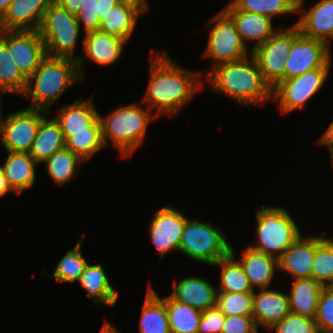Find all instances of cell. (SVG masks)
<instances>
[{
    "label": "cell",
    "mask_w": 333,
    "mask_h": 333,
    "mask_svg": "<svg viewBox=\"0 0 333 333\" xmlns=\"http://www.w3.org/2000/svg\"><path fill=\"white\" fill-rule=\"evenodd\" d=\"M331 166H332V170H333V157L331 158Z\"/></svg>",
    "instance_id": "f907efd6"
},
{
    "label": "cell",
    "mask_w": 333,
    "mask_h": 333,
    "mask_svg": "<svg viewBox=\"0 0 333 333\" xmlns=\"http://www.w3.org/2000/svg\"><path fill=\"white\" fill-rule=\"evenodd\" d=\"M1 96H0V115H1V112H2V109H1Z\"/></svg>",
    "instance_id": "681fc988"
},
{
    "label": "cell",
    "mask_w": 333,
    "mask_h": 333,
    "mask_svg": "<svg viewBox=\"0 0 333 333\" xmlns=\"http://www.w3.org/2000/svg\"><path fill=\"white\" fill-rule=\"evenodd\" d=\"M49 114L30 107L12 112L6 118L1 113L0 141L5 151L29 153L41 121Z\"/></svg>",
    "instance_id": "8fae6325"
},
{
    "label": "cell",
    "mask_w": 333,
    "mask_h": 333,
    "mask_svg": "<svg viewBox=\"0 0 333 333\" xmlns=\"http://www.w3.org/2000/svg\"><path fill=\"white\" fill-rule=\"evenodd\" d=\"M208 24H214L209 29V37L203 57H211L212 66L225 62H235L251 55L248 47L242 42L232 18L223 10L213 15ZM249 53V54H248Z\"/></svg>",
    "instance_id": "9c48e42d"
},
{
    "label": "cell",
    "mask_w": 333,
    "mask_h": 333,
    "mask_svg": "<svg viewBox=\"0 0 333 333\" xmlns=\"http://www.w3.org/2000/svg\"><path fill=\"white\" fill-rule=\"evenodd\" d=\"M99 118L92 96L88 99H77L74 103L66 104L60 107L58 115L54 117L59 124L64 139L71 136V132L88 131L90 127Z\"/></svg>",
    "instance_id": "603a6c76"
},
{
    "label": "cell",
    "mask_w": 333,
    "mask_h": 333,
    "mask_svg": "<svg viewBox=\"0 0 333 333\" xmlns=\"http://www.w3.org/2000/svg\"><path fill=\"white\" fill-rule=\"evenodd\" d=\"M0 39L7 45L12 60L28 79L47 56L37 30H2Z\"/></svg>",
    "instance_id": "7c38bea8"
},
{
    "label": "cell",
    "mask_w": 333,
    "mask_h": 333,
    "mask_svg": "<svg viewBox=\"0 0 333 333\" xmlns=\"http://www.w3.org/2000/svg\"><path fill=\"white\" fill-rule=\"evenodd\" d=\"M240 256L241 258L237 261L242 266L252 288L254 290L270 288L276 270L279 271L278 259L253 250L249 246L244 248Z\"/></svg>",
    "instance_id": "7402d4cb"
},
{
    "label": "cell",
    "mask_w": 333,
    "mask_h": 333,
    "mask_svg": "<svg viewBox=\"0 0 333 333\" xmlns=\"http://www.w3.org/2000/svg\"><path fill=\"white\" fill-rule=\"evenodd\" d=\"M316 333H327V332L317 331Z\"/></svg>",
    "instance_id": "816d5d0a"
},
{
    "label": "cell",
    "mask_w": 333,
    "mask_h": 333,
    "mask_svg": "<svg viewBox=\"0 0 333 333\" xmlns=\"http://www.w3.org/2000/svg\"><path fill=\"white\" fill-rule=\"evenodd\" d=\"M221 333H259L252 315L226 316Z\"/></svg>",
    "instance_id": "7bdbcfd3"
},
{
    "label": "cell",
    "mask_w": 333,
    "mask_h": 333,
    "mask_svg": "<svg viewBox=\"0 0 333 333\" xmlns=\"http://www.w3.org/2000/svg\"><path fill=\"white\" fill-rule=\"evenodd\" d=\"M118 2L121 4L130 5L139 10L141 13H145L150 10L148 0H118Z\"/></svg>",
    "instance_id": "bcb514c9"
},
{
    "label": "cell",
    "mask_w": 333,
    "mask_h": 333,
    "mask_svg": "<svg viewBox=\"0 0 333 333\" xmlns=\"http://www.w3.org/2000/svg\"><path fill=\"white\" fill-rule=\"evenodd\" d=\"M233 20L242 42L254 45L250 51L269 39L278 29H274L273 20L269 17L242 10H224Z\"/></svg>",
    "instance_id": "44dd1931"
},
{
    "label": "cell",
    "mask_w": 333,
    "mask_h": 333,
    "mask_svg": "<svg viewBox=\"0 0 333 333\" xmlns=\"http://www.w3.org/2000/svg\"><path fill=\"white\" fill-rule=\"evenodd\" d=\"M12 1L13 0H0V18L7 11L8 7Z\"/></svg>",
    "instance_id": "c3c4849f"
},
{
    "label": "cell",
    "mask_w": 333,
    "mask_h": 333,
    "mask_svg": "<svg viewBox=\"0 0 333 333\" xmlns=\"http://www.w3.org/2000/svg\"><path fill=\"white\" fill-rule=\"evenodd\" d=\"M85 233L79 236V240L73 249L69 251L58 261L53 274L48 275L50 278L56 279L58 282L70 283L77 282L79 276L85 271L89 262L82 256L81 246Z\"/></svg>",
    "instance_id": "d590c367"
},
{
    "label": "cell",
    "mask_w": 333,
    "mask_h": 333,
    "mask_svg": "<svg viewBox=\"0 0 333 333\" xmlns=\"http://www.w3.org/2000/svg\"><path fill=\"white\" fill-rule=\"evenodd\" d=\"M2 163V170L7 183L15 194L31 189L36 180V165L38 163L26 152H9Z\"/></svg>",
    "instance_id": "cb8c5ba5"
},
{
    "label": "cell",
    "mask_w": 333,
    "mask_h": 333,
    "mask_svg": "<svg viewBox=\"0 0 333 333\" xmlns=\"http://www.w3.org/2000/svg\"><path fill=\"white\" fill-rule=\"evenodd\" d=\"M322 288L323 286L313 278L293 280L288 293L290 312L315 319Z\"/></svg>",
    "instance_id": "83f0119b"
},
{
    "label": "cell",
    "mask_w": 333,
    "mask_h": 333,
    "mask_svg": "<svg viewBox=\"0 0 333 333\" xmlns=\"http://www.w3.org/2000/svg\"><path fill=\"white\" fill-rule=\"evenodd\" d=\"M285 80L301 76L316 68H331V49L323 41L300 34L287 55Z\"/></svg>",
    "instance_id": "4fadbf2b"
},
{
    "label": "cell",
    "mask_w": 333,
    "mask_h": 333,
    "mask_svg": "<svg viewBox=\"0 0 333 333\" xmlns=\"http://www.w3.org/2000/svg\"><path fill=\"white\" fill-rule=\"evenodd\" d=\"M317 143L327 146L330 158L333 157V121L329 124L324 133L317 139Z\"/></svg>",
    "instance_id": "ee69618b"
},
{
    "label": "cell",
    "mask_w": 333,
    "mask_h": 333,
    "mask_svg": "<svg viewBox=\"0 0 333 333\" xmlns=\"http://www.w3.org/2000/svg\"><path fill=\"white\" fill-rule=\"evenodd\" d=\"M255 217L257 242L248 246L276 259L302 235L297 222L284 207H260Z\"/></svg>",
    "instance_id": "5b68a950"
},
{
    "label": "cell",
    "mask_w": 333,
    "mask_h": 333,
    "mask_svg": "<svg viewBox=\"0 0 333 333\" xmlns=\"http://www.w3.org/2000/svg\"><path fill=\"white\" fill-rule=\"evenodd\" d=\"M289 313L288 293L271 289V287L254 290L252 317L258 330L259 326L269 330Z\"/></svg>",
    "instance_id": "e0dca14e"
},
{
    "label": "cell",
    "mask_w": 333,
    "mask_h": 333,
    "mask_svg": "<svg viewBox=\"0 0 333 333\" xmlns=\"http://www.w3.org/2000/svg\"><path fill=\"white\" fill-rule=\"evenodd\" d=\"M204 82L242 106H262L272 100V89L264 81L252 54L235 62L216 65L204 74Z\"/></svg>",
    "instance_id": "7a4b0ae2"
},
{
    "label": "cell",
    "mask_w": 333,
    "mask_h": 333,
    "mask_svg": "<svg viewBox=\"0 0 333 333\" xmlns=\"http://www.w3.org/2000/svg\"><path fill=\"white\" fill-rule=\"evenodd\" d=\"M252 303L253 292H217L216 295V306L225 316L252 315Z\"/></svg>",
    "instance_id": "f35d334b"
},
{
    "label": "cell",
    "mask_w": 333,
    "mask_h": 333,
    "mask_svg": "<svg viewBox=\"0 0 333 333\" xmlns=\"http://www.w3.org/2000/svg\"><path fill=\"white\" fill-rule=\"evenodd\" d=\"M78 81H83L77 60L46 56L28 78L24 97L31 98L30 108L50 112L58 98Z\"/></svg>",
    "instance_id": "3957f363"
},
{
    "label": "cell",
    "mask_w": 333,
    "mask_h": 333,
    "mask_svg": "<svg viewBox=\"0 0 333 333\" xmlns=\"http://www.w3.org/2000/svg\"><path fill=\"white\" fill-rule=\"evenodd\" d=\"M63 6L69 13L76 15L80 10L84 0H55Z\"/></svg>",
    "instance_id": "f6af8a7d"
},
{
    "label": "cell",
    "mask_w": 333,
    "mask_h": 333,
    "mask_svg": "<svg viewBox=\"0 0 333 333\" xmlns=\"http://www.w3.org/2000/svg\"><path fill=\"white\" fill-rule=\"evenodd\" d=\"M139 321V333H171L165 304L151 283L146 292Z\"/></svg>",
    "instance_id": "f1b7e54d"
},
{
    "label": "cell",
    "mask_w": 333,
    "mask_h": 333,
    "mask_svg": "<svg viewBox=\"0 0 333 333\" xmlns=\"http://www.w3.org/2000/svg\"><path fill=\"white\" fill-rule=\"evenodd\" d=\"M53 0H13L0 18L2 30H37Z\"/></svg>",
    "instance_id": "ffe728a7"
},
{
    "label": "cell",
    "mask_w": 333,
    "mask_h": 333,
    "mask_svg": "<svg viewBox=\"0 0 333 333\" xmlns=\"http://www.w3.org/2000/svg\"><path fill=\"white\" fill-rule=\"evenodd\" d=\"M150 50V74L142 104L159 118L173 117L189 104L194 95L202 90V71H189L173 62L166 52Z\"/></svg>",
    "instance_id": "6da1fadb"
},
{
    "label": "cell",
    "mask_w": 333,
    "mask_h": 333,
    "mask_svg": "<svg viewBox=\"0 0 333 333\" xmlns=\"http://www.w3.org/2000/svg\"><path fill=\"white\" fill-rule=\"evenodd\" d=\"M188 217L177 208L163 206L150 220L149 237L152 245L157 249L160 260L169 251H178L180 240Z\"/></svg>",
    "instance_id": "5bb4252c"
},
{
    "label": "cell",
    "mask_w": 333,
    "mask_h": 333,
    "mask_svg": "<svg viewBox=\"0 0 333 333\" xmlns=\"http://www.w3.org/2000/svg\"><path fill=\"white\" fill-rule=\"evenodd\" d=\"M99 118L88 127V131L71 132L65 139V148L78 155L83 161L91 159L104 148Z\"/></svg>",
    "instance_id": "d6a6232c"
},
{
    "label": "cell",
    "mask_w": 333,
    "mask_h": 333,
    "mask_svg": "<svg viewBox=\"0 0 333 333\" xmlns=\"http://www.w3.org/2000/svg\"><path fill=\"white\" fill-rule=\"evenodd\" d=\"M77 282L80 283L88 293V297L96 304L113 307L118 301V291L109 281L105 268L101 263H89Z\"/></svg>",
    "instance_id": "d4e9b609"
},
{
    "label": "cell",
    "mask_w": 333,
    "mask_h": 333,
    "mask_svg": "<svg viewBox=\"0 0 333 333\" xmlns=\"http://www.w3.org/2000/svg\"><path fill=\"white\" fill-rule=\"evenodd\" d=\"M82 162L84 161L78 155L67 148H63L46 159L43 164L46 165L47 173L54 184L64 186L77 176L78 166Z\"/></svg>",
    "instance_id": "e575fe53"
},
{
    "label": "cell",
    "mask_w": 333,
    "mask_h": 333,
    "mask_svg": "<svg viewBox=\"0 0 333 333\" xmlns=\"http://www.w3.org/2000/svg\"><path fill=\"white\" fill-rule=\"evenodd\" d=\"M171 296L199 311L216 306L217 288L206 278L187 276L173 283Z\"/></svg>",
    "instance_id": "d6986e66"
},
{
    "label": "cell",
    "mask_w": 333,
    "mask_h": 333,
    "mask_svg": "<svg viewBox=\"0 0 333 333\" xmlns=\"http://www.w3.org/2000/svg\"><path fill=\"white\" fill-rule=\"evenodd\" d=\"M235 250L231 246L230 254L219 259L213 266L220 267V285L217 292L244 293L254 292L242 266L235 258Z\"/></svg>",
    "instance_id": "f546056e"
},
{
    "label": "cell",
    "mask_w": 333,
    "mask_h": 333,
    "mask_svg": "<svg viewBox=\"0 0 333 333\" xmlns=\"http://www.w3.org/2000/svg\"><path fill=\"white\" fill-rule=\"evenodd\" d=\"M305 3V0H297L300 14L295 22L297 28L303 36L323 41L330 47V40H333V0H319L308 10Z\"/></svg>",
    "instance_id": "2e32d148"
},
{
    "label": "cell",
    "mask_w": 333,
    "mask_h": 333,
    "mask_svg": "<svg viewBox=\"0 0 333 333\" xmlns=\"http://www.w3.org/2000/svg\"><path fill=\"white\" fill-rule=\"evenodd\" d=\"M300 34V30L294 23L286 29H278L269 39L251 51L264 81L271 89L285 80L287 55L293 41Z\"/></svg>",
    "instance_id": "ba28073f"
},
{
    "label": "cell",
    "mask_w": 333,
    "mask_h": 333,
    "mask_svg": "<svg viewBox=\"0 0 333 333\" xmlns=\"http://www.w3.org/2000/svg\"><path fill=\"white\" fill-rule=\"evenodd\" d=\"M127 43L124 39L116 38L100 30L85 33L81 44L83 53L76 56L79 73L83 81L85 80L83 66L86 59H90L89 61H93L99 66H110L121 58L124 46Z\"/></svg>",
    "instance_id": "9a60e30c"
},
{
    "label": "cell",
    "mask_w": 333,
    "mask_h": 333,
    "mask_svg": "<svg viewBox=\"0 0 333 333\" xmlns=\"http://www.w3.org/2000/svg\"><path fill=\"white\" fill-rule=\"evenodd\" d=\"M326 236L325 231L315 235L311 278L323 287H330L333 286V239Z\"/></svg>",
    "instance_id": "1f68e13d"
},
{
    "label": "cell",
    "mask_w": 333,
    "mask_h": 333,
    "mask_svg": "<svg viewBox=\"0 0 333 333\" xmlns=\"http://www.w3.org/2000/svg\"><path fill=\"white\" fill-rule=\"evenodd\" d=\"M268 331H274L273 333H316L318 327L315 319L290 312Z\"/></svg>",
    "instance_id": "60d3db41"
},
{
    "label": "cell",
    "mask_w": 333,
    "mask_h": 333,
    "mask_svg": "<svg viewBox=\"0 0 333 333\" xmlns=\"http://www.w3.org/2000/svg\"><path fill=\"white\" fill-rule=\"evenodd\" d=\"M13 192L9 187L4 172L2 170V166L0 164V198L8 195V193Z\"/></svg>",
    "instance_id": "7dc6e473"
},
{
    "label": "cell",
    "mask_w": 333,
    "mask_h": 333,
    "mask_svg": "<svg viewBox=\"0 0 333 333\" xmlns=\"http://www.w3.org/2000/svg\"><path fill=\"white\" fill-rule=\"evenodd\" d=\"M223 10H242L261 14L271 20L297 13V0H232Z\"/></svg>",
    "instance_id": "836d02e7"
},
{
    "label": "cell",
    "mask_w": 333,
    "mask_h": 333,
    "mask_svg": "<svg viewBox=\"0 0 333 333\" xmlns=\"http://www.w3.org/2000/svg\"><path fill=\"white\" fill-rule=\"evenodd\" d=\"M155 118L153 111L138 103L122 105L104 117L99 114L104 145L111 140L121 156H132L143 144L149 123Z\"/></svg>",
    "instance_id": "277c9868"
},
{
    "label": "cell",
    "mask_w": 333,
    "mask_h": 333,
    "mask_svg": "<svg viewBox=\"0 0 333 333\" xmlns=\"http://www.w3.org/2000/svg\"><path fill=\"white\" fill-rule=\"evenodd\" d=\"M165 304L171 333H198L201 311L175 300L171 295L162 298Z\"/></svg>",
    "instance_id": "4dcf8cb0"
},
{
    "label": "cell",
    "mask_w": 333,
    "mask_h": 333,
    "mask_svg": "<svg viewBox=\"0 0 333 333\" xmlns=\"http://www.w3.org/2000/svg\"><path fill=\"white\" fill-rule=\"evenodd\" d=\"M223 233L219 224L188 218L179 252L193 261L213 266L231 251V244Z\"/></svg>",
    "instance_id": "52a82bcc"
},
{
    "label": "cell",
    "mask_w": 333,
    "mask_h": 333,
    "mask_svg": "<svg viewBox=\"0 0 333 333\" xmlns=\"http://www.w3.org/2000/svg\"><path fill=\"white\" fill-rule=\"evenodd\" d=\"M225 317V314L217 306L202 311L198 333H221Z\"/></svg>",
    "instance_id": "b9f144b4"
},
{
    "label": "cell",
    "mask_w": 333,
    "mask_h": 333,
    "mask_svg": "<svg viewBox=\"0 0 333 333\" xmlns=\"http://www.w3.org/2000/svg\"><path fill=\"white\" fill-rule=\"evenodd\" d=\"M315 254V235L303 234L278 259L279 270L293 280L311 278L312 263Z\"/></svg>",
    "instance_id": "ac0fdd59"
},
{
    "label": "cell",
    "mask_w": 333,
    "mask_h": 333,
    "mask_svg": "<svg viewBox=\"0 0 333 333\" xmlns=\"http://www.w3.org/2000/svg\"><path fill=\"white\" fill-rule=\"evenodd\" d=\"M118 3V0H84L75 17L85 33L96 31L99 30L100 20Z\"/></svg>",
    "instance_id": "74e56055"
},
{
    "label": "cell",
    "mask_w": 333,
    "mask_h": 333,
    "mask_svg": "<svg viewBox=\"0 0 333 333\" xmlns=\"http://www.w3.org/2000/svg\"><path fill=\"white\" fill-rule=\"evenodd\" d=\"M65 148V139L59 124L54 118L45 117L37 130L29 154L38 163L42 164L57 151Z\"/></svg>",
    "instance_id": "4316f807"
},
{
    "label": "cell",
    "mask_w": 333,
    "mask_h": 333,
    "mask_svg": "<svg viewBox=\"0 0 333 333\" xmlns=\"http://www.w3.org/2000/svg\"><path fill=\"white\" fill-rule=\"evenodd\" d=\"M330 70L331 68H316L279 82L272 89V101L279 102V110L283 115L303 108L324 87Z\"/></svg>",
    "instance_id": "30bf717a"
},
{
    "label": "cell",
    "mask_w": 333,
    "mask_h": 333,
    "mask_svg": "<svg viewBox=\"0 0 333 333\" xmlns=\"http://www.w3.org/2000/svg\"><path fill=\"white\" fill-rule=\"evenodd\" d=\"M315 322L318 331L333 333V286L322 288L318 298Z\"/></svg>",
    "instance_id": "ab89813d"
},
{
    "label": "cell",
    "mask_w": 333,
    "mask_h": 333,
    "mask_svg": "<svg viewBox=\"0 0 333 333\" xmlns=\"http://www.w3.org/2000/svg\"><path fill=\"white\" fill-rule=\"evenodd\" d=\"M142 13L136 8L118 3L100 20L99 30L129 42Z\"/></svg>",
    "instance_id": "484cf974"
},
{
    "label": "cell",
    "mask_w": 333,
    "mask_h": 333,
    "mask_svg": "<svg viewBox=\"0 0 333 333\" xmlns=\"http://www.w3.org/2000/svg\"><path fill=\"white\" fill-rule=\"evenodd\" d=\"M80 31L81 27L75 15L55 0L45 10L37 29L44 41L47 56L74 60Z\"/></svg>",
    "instance_id": "8992f818"
},
{
    "label": "cell",
    "mask_w": 333,
    "mask_h": 333,
    "mask_svg": "<svg viewBox=\"0 0 333 333\" xmlns=\"http://www.w3.org/2000/svg\"><path fill=\"white\" fill-rule=\"evenodd\" d=\"M28 79L20 72L11 58L7 45L0 39V94L23 95Z\"/></svg>",
    "instance_id": "8d00e7d4"
}]
</instances>
